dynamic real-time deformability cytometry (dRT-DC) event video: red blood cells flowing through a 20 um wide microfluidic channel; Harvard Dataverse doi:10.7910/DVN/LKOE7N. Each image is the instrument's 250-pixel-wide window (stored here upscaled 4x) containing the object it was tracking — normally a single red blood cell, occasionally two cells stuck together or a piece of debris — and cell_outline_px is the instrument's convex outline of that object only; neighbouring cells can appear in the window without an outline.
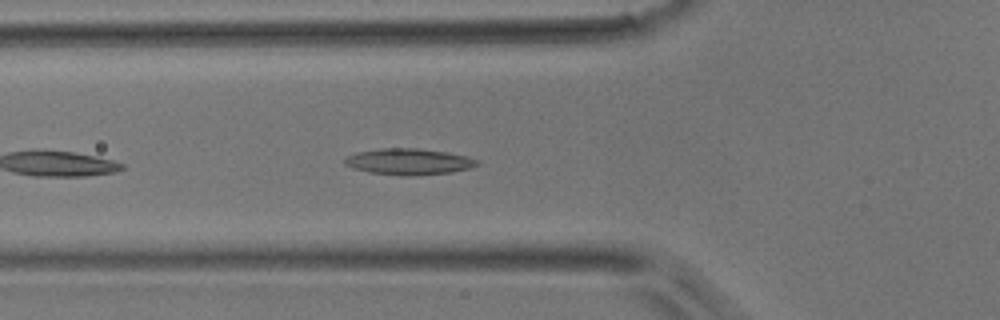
{"species": "common noctule bat (a hibernating species)", "species_latin": "Nyctalus noctula", "temperature_condition": "room temperature", "stored_images_in_passage": 14, "camera_frame_rate_fps": 3000, "um_per_image_px": 0.085, "animal": {"sex": "male", "body_mass_g": 17.9}, "frame": {"image": 1, "passage_image": 5, "time_ms": 1.333, "image_size_px": [1000, 320], "cell_outline_px": [[480, 164], [472, 168], [452, 172], [412, 176], [404, 176], [368, 172], [352, 168], [344, 164], [344, 160], [348, 156], [356, 152], [380, 148], [420, 148], [468, 156], [480, 160]], "centroid_in_image_um": [34.77, 13.74], "position_along_channel_um": 91.0, "area_um2": 20.46}}
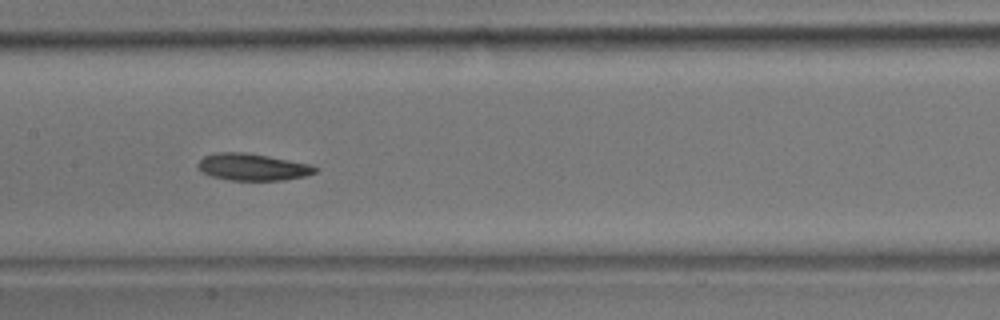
{"frame": {"image": 2, "passage_image": 12, "time_ms": 3.667, "image_size_px": [1000, 320], "cell_outline_px": [[320, 168], [316, 172], [304, 176], [284, 180], [232, 180], [212, 176], [204, 172], [196, 164], [204, 156], [216, 152], [244, 152], [268, 156], [312, 164]], "centroid_in_image_um": [21.52, 14.19], "position_along_channel_um": 185.9, "area_um2": 18.32}}